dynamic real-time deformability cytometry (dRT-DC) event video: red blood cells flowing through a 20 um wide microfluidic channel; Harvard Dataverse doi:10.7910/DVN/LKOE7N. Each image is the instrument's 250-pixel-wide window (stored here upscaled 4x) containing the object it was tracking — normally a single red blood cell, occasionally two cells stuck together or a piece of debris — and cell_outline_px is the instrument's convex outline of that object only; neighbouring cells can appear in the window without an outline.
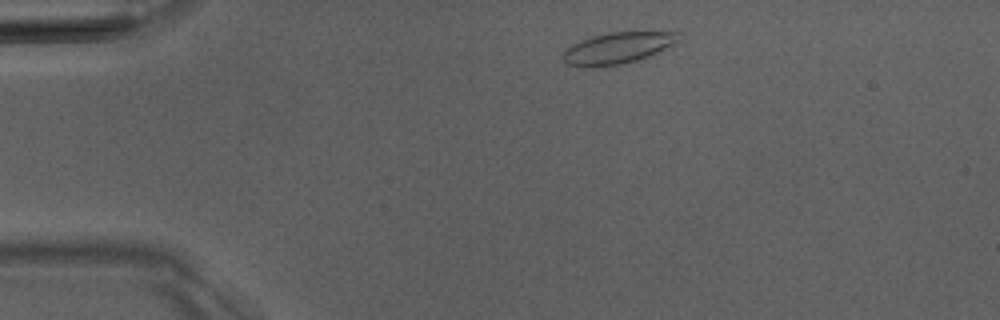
{"species": "Egyptian fruit bat (a non-hibernating species)", "species_latin": "Rousettus aegyptiacus", "temperature_condition": "room temperature", "stored_images_in_passage": 4, "camera_frame_rate_fps": 3000, "um_per_image_px": 0.085, "animal": {"sex": "male"}, "frame": {"image": 1, "passage_image": 1, "time_ms": 0.0, "image_size_px": [1000, 320], "cell_outline_px": [[680, 40], [648, 56], [636, 60], [620, 64], [580, 68], [568, 64], [560, 56], [572, 44], [580, 40], [592, 36], [608, 32], [680, 32]], "centroid_in_image_um": [52.45, 4.08], "position_along_channel_um": 32.6, "area_um2": 20.92}}